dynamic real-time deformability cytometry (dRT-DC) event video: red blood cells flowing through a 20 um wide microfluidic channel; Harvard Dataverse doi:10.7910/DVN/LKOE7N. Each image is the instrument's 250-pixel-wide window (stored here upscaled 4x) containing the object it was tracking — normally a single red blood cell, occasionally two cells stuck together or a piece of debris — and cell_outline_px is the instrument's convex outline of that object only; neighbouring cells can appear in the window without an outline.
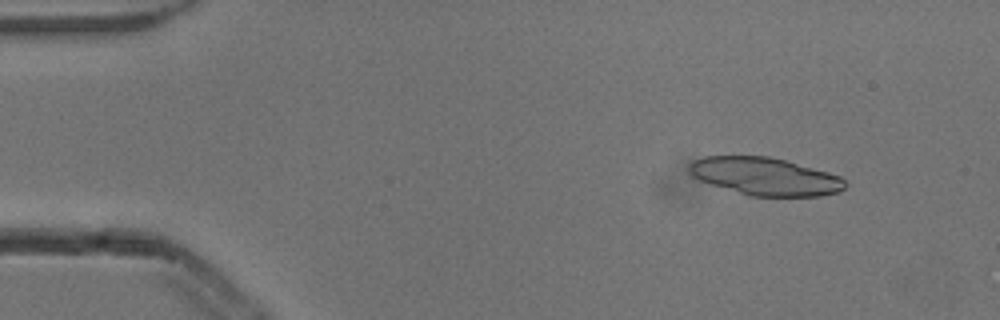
{"species": "common noctule bat (a hibernating species)", "species_latin": "Nyctalus noctula", "temperature_condition": "cold", "stored_images_in_passage": 5, "camera_frame_rate_fps": 3000, "um_per_image_px": 0.085, "animal": {"sex": "male", "body_mass_g": 13.3}, "frame": {"image": 1, "passage_image": 2, "time_ms": 0.333, "image_size_px": [1000, 320], "cell_outline_px": [[848, 184], [840, 192], [820, 196], [752, 196], [712, 184], [700, 180], [692, 176], [688, 172], [688, 164], [692, 160], [704, 156], [768, 156], [784, 160], [828, 172], [840, 176]], "centroid_in_image_um": [65.03, 14.99], "position_along_channel_um": 20.0, "area_um2": 34.16}}